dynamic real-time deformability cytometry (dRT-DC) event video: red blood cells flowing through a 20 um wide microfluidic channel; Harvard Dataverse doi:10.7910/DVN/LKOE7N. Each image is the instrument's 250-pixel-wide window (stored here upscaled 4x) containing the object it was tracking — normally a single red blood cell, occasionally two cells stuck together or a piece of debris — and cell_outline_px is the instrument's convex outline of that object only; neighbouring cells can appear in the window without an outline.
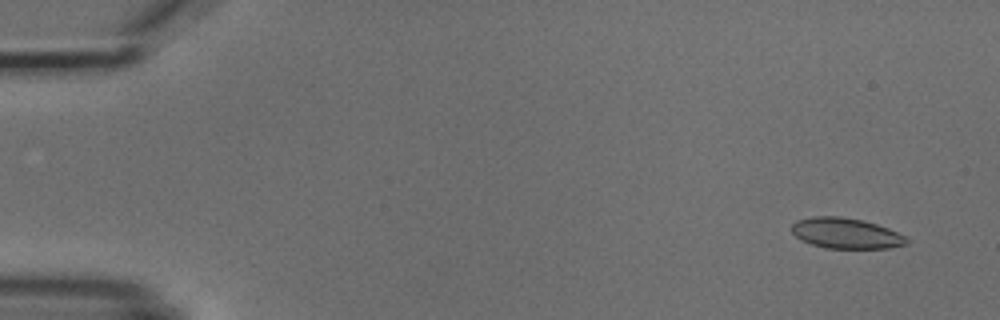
{"species": "common noctule bat (a hibernating species)", "species_latin": "Nyctalus noctula", "temperature_condition": "cold", "stored_images_in_passage": 5, "camera_frame_rate_fps": 3000, "um_per_image_px": 0.085, "animal": {"sex": "male", "body_mass_g": 18.8}, "frame": {"image": 1, "passage_image": 1, "time_ms": 0.0, "image_size_px": [1000, 320], "cell_outline_px": [[908, 244], [888, 248], [824, 248], [800, 240], [792, 232], [792, 224], [796, 220], [812, 216], [840, 216], [864, 220], [888, 228], [908, 236]], "centroid_in_image_um": [71.92, 19.82], "position_along_channel_um": 13.1, "area_um2": 20.69}}